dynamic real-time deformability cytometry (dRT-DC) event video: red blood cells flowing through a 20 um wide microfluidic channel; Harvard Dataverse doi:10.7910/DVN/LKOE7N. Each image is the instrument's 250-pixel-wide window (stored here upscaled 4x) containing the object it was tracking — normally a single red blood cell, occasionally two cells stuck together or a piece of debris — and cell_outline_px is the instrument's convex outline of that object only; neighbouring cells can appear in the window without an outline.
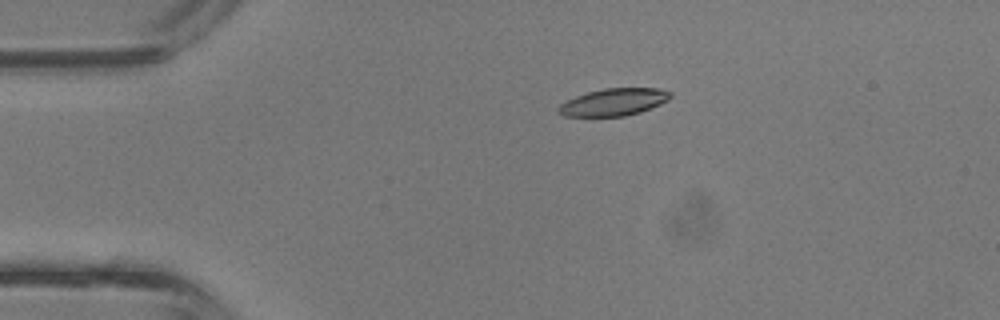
{"species": "common noctule bat (a hibernating species)", "species_latin": "Nyctalus noctula", "temperature_condition": "room temperature", "stored_images_in_passage": 4, "camera_frame_rate_fps": 3000, "um_per_image_px": 0.085, "animal": {"sex": "male", "body_mass_g": 13.3}, "frame": {"image": 1, "passage_image": 3, "time_ms": 0.667, "image_size_px": [1000, 320], "cell_outline_px": [[672, 96], [668, 100], [660, 104], [640, 112], [624, 116], [564, 116], [556, 112], [556, 108], [560, 104], [576, 96], [588, 92], [604, 88], [660, 88], [672, 92]], "centroid_in_image_um": [52.17, 8.67], "position_along_channel_um": 32.8, "area_um2": 17.8}}